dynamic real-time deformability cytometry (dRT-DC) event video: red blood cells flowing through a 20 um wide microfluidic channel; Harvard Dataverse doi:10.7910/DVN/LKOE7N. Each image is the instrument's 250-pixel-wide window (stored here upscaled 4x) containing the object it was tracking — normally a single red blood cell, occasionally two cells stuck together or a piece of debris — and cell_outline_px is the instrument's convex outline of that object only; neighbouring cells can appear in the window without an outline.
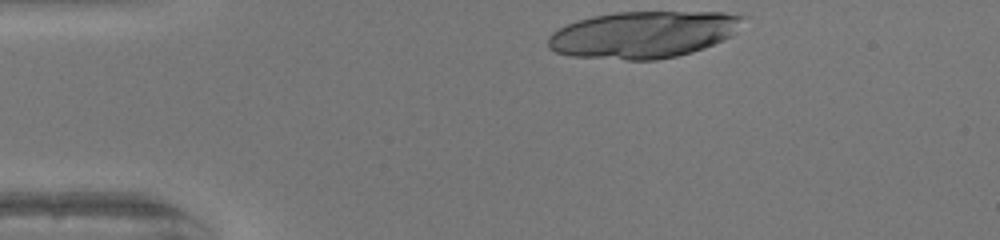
{"species": "human", "species_latin": "Homo sapiens", "temperature_condition": "warm", "stored_images_in_passage": 33, "camera_frame_rate_fps": 3000, "um_per_image_px": 0.085, "donor": {"sex": "female"}, "frame": {"image": 1, "passage_image": 1, "time_ms": 0.0, "image_size_px": [1000, 240], "cell_outline_px": [[748, 16], [732, 36], [704, 48], [692, 52], [676, 56], [656, 60], [624, 60], [572, 56], [556, 52], [548, 48], [548, 36], [552, 32], [576, 20], [592, 16], [616, 12], [724, 12]], "centroid_in_image_um": [54.7, 2.93], "position_along_channel_um": 30.3, "area_um2": 53.47}}
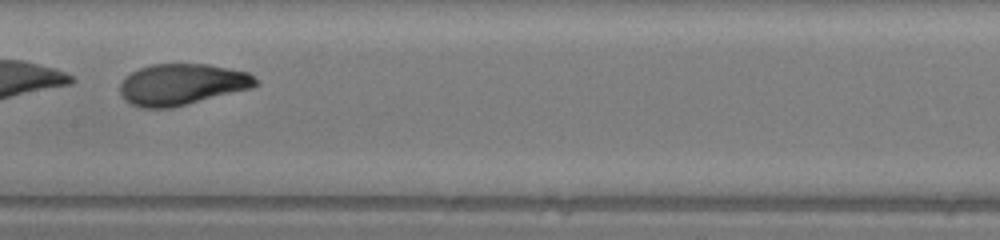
{"frame": {"image": 2, "passage_image": 18, "time_ms": 5.667, "image_size_px": [1000, 240], "cell_outline_px": [[256, 84], [252, 88], [172, 108], [140, 108], [124, 100], [120, 92], [120, 84], [132, 72], [140, 68], [152, 64], [208, 64], [248, 72], [256, 80]], "centroid_in_image_um": [15.44, 7.18], "position_along_channel_um": 192.0, "area_um2": 32.43}}
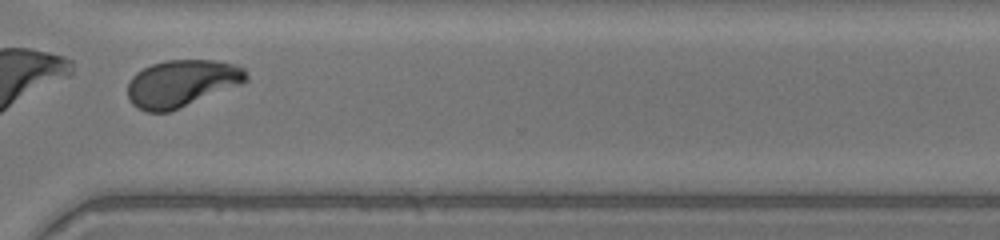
{"frame": {"image": 3, "passage_image": 30, "time_ms": 9.667, "image_size_px": [1000, 240], "cell_outline_px": [[248, 80], [240, 84], [168, 112], [148, 112], [136, 108], [132, 104], [128, 96], [128, 84], [132, 76], [136, 72], [152, 64], [168, 60], [216, 60], [236, 64], [244, 68], [248, 76]], "centroid_in_image_um": [15.43, 7.07], "position_along_channel_um": 355.2, "area_um2": 32.25}, "authors_computed_cell_mechanics": {"area_um2": 33.0038, "velocity_mm_per_s": 4.0639, "shape_relaxation_time_tau1_ms": 1.4284, "shape_relaxation_time_tau2_ms": 0.7286, "deformation_change_tau1": 0.3425, "deformation_change_tau2": 0.0584}}